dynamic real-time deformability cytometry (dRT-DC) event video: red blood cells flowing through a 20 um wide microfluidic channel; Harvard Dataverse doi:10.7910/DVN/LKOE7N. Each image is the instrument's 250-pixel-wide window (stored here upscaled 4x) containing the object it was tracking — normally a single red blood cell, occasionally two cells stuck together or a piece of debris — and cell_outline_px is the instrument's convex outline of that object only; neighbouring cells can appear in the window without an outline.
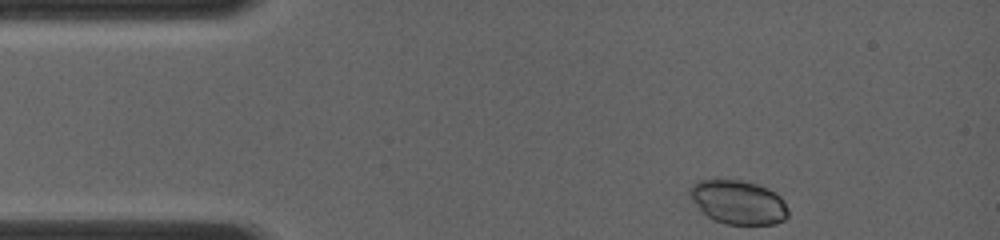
{"species": "common noctule bat (a hibernating species)", "species_latin": "Nyctalus noctula", "temperature_condition": "room temperature", "stored_images_in_passage": 6, "camera_frame_rate_fps": 4000, "um_per_image_px": 0.085, "animal": {"sex": "female", "body_mass_g": 19.0, "forearm_length_mm": 56.7}, "frame": {"image": 1, "passage_image": 1, "time_ms": 0.0, "image_size_px": [1000, 240], "cell_outline_px": [[788, 216], [784, 220], [776, 224], [724, 224], [712, 220], [688, 196], [688, 188], [692, 184], [700, 180], [740, 180], [756, 184], [768, 188], [780, 196], [784, 200], [788, 212]], "centroid_in_image_um": [62.75, 17.19], "position_along_channel_um": 22.3, "area_um2": 25.2}}
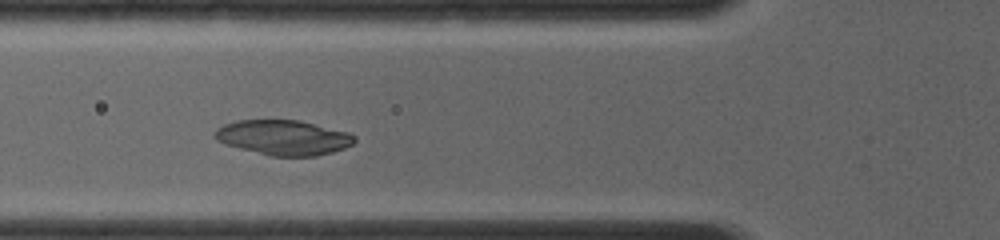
{"frame": {"image": 2, "passage_image": 5, "time_ms": 3.25, "image_size_px": [1000, 240], "cell_outline_px": [[356, 140], [352, 144], [344, 148], [332, 152], [316, 156], [268, 156], [224, 144], [216, 140], [212, 136], [216, 128], [224, 124], [236, 120], [296, 120], [348, 132], [356, 136]], "centroid_in_image_um": [24.04, 11.7], "position_along_channel_um": 101.8, "area_um2": 28.55}}
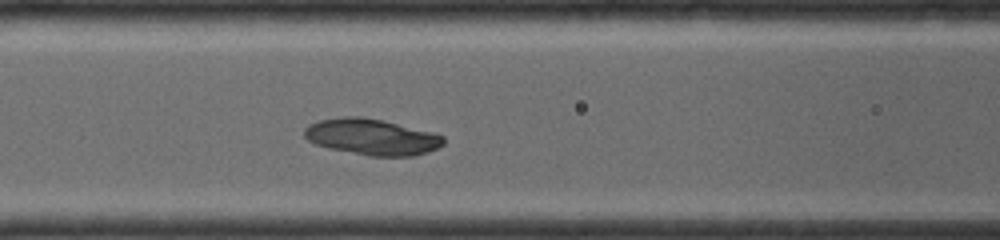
{"frame": {"image": 3, "passage_image": 6, "time_ms": 4.0, "image_size_px": [1000, 240], "cell_outline_px": [[444, 144], [428, 152], [412, 156], [368, 156], [328, 148], [316, 144], [308, 140], [304, 136], [304, 128], [308, 124], [320, 120], [344, 116], [360, 116], [380, 120], [432, 132], [444, 136]], "centroid_in_image_um": [31.58, 11.64], "position_along_channel_um": 135.0, "area_um2": 29.19}}